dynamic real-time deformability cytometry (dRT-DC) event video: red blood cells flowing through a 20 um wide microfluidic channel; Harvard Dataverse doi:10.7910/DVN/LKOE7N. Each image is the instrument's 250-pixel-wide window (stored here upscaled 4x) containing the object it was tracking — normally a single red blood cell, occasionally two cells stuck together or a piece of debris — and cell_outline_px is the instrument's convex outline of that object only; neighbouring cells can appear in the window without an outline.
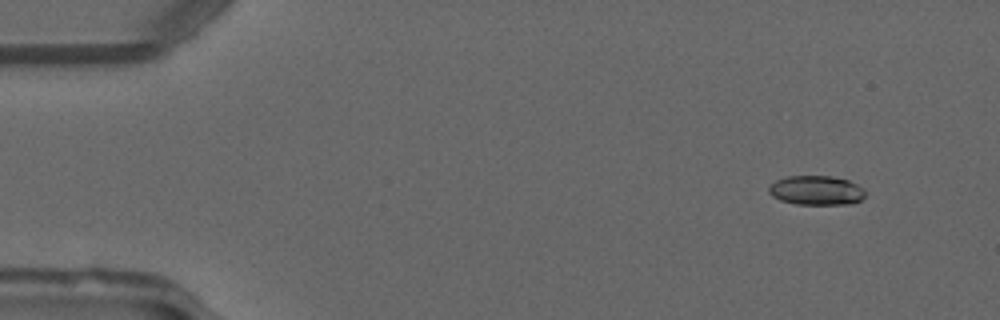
{"species": "common noctule bat (a hibernating species)", "species_latin": "Nyctalus noctula", "temperature_condition": "warm", "stored_images_in_passage": 48, "camera_frame_rate_fps": 3000, "um_per_image_px": 0.085, "animal": {"sex": "male", "forearm_length_mm": 52.5}, "frame": {"image": 1, "passage_image": 3, "time_ms": 0.667, "image_size_px": [1000, 320], "cell_outline_px": [[864, 196], [860, 200], [852, 204], [796, 204], [780, 200], [772, 196], [768, 192], [768, 188], [776, 180], [788, 176], [832, 176], [848, 180], [864, 188]], "centroid_in_image_um": [69.38, 16.18], "position_along_channel_um": 15.6, "area_um2": 16.47}}
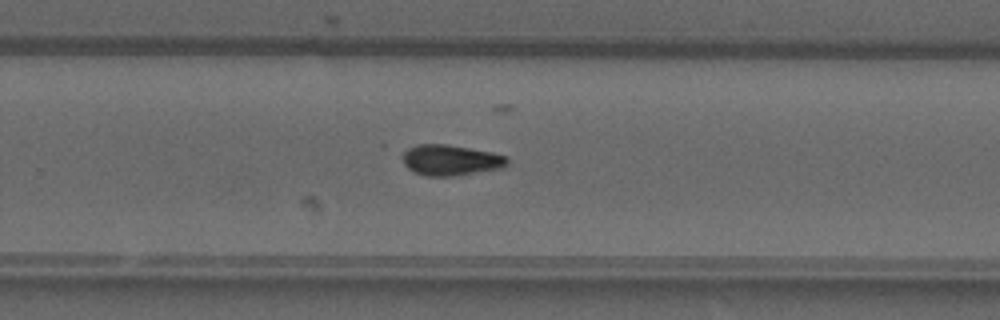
{"frame": {"image": 2, "passage_image": 31, "time_ms": 10.0, "image_size_px": [1000, 320], "cell_outline_px": [[508, 164], [504, 168], [456, 176], [428, 176], [416, 172], [408, 168], [404, 164], [404, 152], [408, 148], [416, 144], [448, 144], [492, 152], [508, 156]], "centroid_in_image_um": [38.37, 13.61], "position_along_channel_um": 291.4, "area_um2": 18.84}}
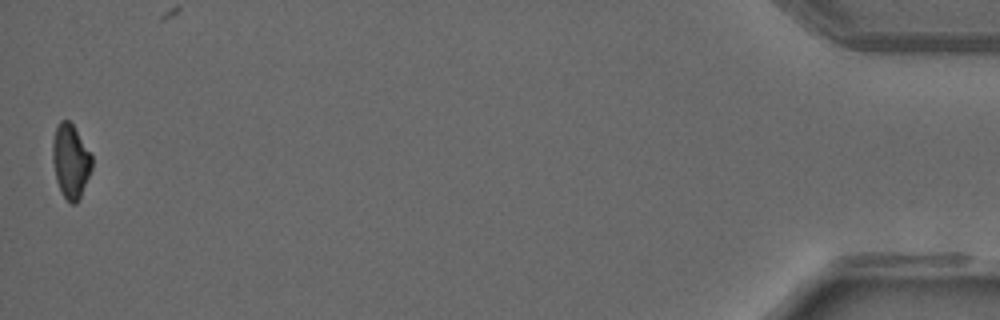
{"frame": {"image": 3, "passage_image": 48, "time_ms": 15.667, "image_size_px": [1000, 320], "cell_outline_px": [[92, 168], [80, 196], [76, 204], [72, 204], [64, 196], [56, 180], [52, 160], [52, 140], [56, 128], [60, 120], [68, 120], [72, 124], [92, 156]], "centroid_in_image_um": [5.98, 13.68], "position_along_channel_um": 429.2, "area_um2": 16.65}, "authors_computed_cell_mechanics": {"area_um2": 17.8313, "velocity_mm_per_s": 4.1465, "shape_relaxation_time_tau1_ms": 9.8522, "shape_relaxation_time_tau2_ms": null, "deformation_change_tau1": 0.2101, "deformation_change_tau2": null}}